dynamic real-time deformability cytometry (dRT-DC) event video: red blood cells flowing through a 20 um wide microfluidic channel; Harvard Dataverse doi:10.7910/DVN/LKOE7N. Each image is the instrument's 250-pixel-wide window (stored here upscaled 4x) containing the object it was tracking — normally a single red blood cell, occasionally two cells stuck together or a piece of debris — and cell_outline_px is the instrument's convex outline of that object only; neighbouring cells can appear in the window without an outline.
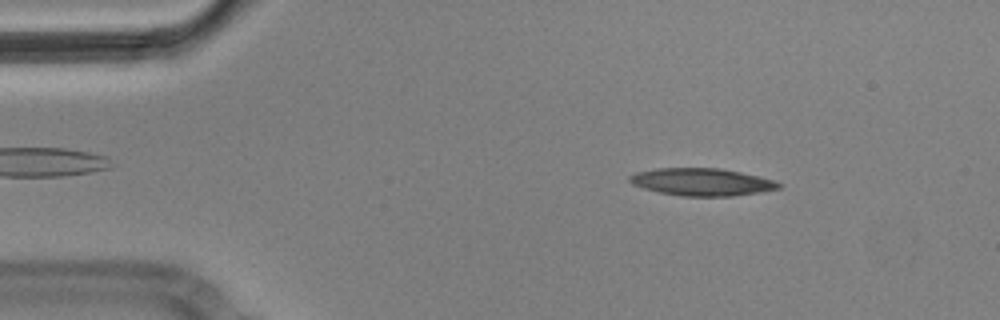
{"species": "Egyptian fruit bat (a non-hibernating species)", "species_latin": "Rousettus aegyptiacus", "temperature_condition": "cold", "stored_images_in_passage": 4, "camera_frame_rate_fps": 3000, "um_per_image_px": 0.085, "animal": {"sex": "male"}, "frame": {"image": 1, "passage_image": 2, "time_ms": 0.333, "image_size_px": [1000, 320], "cell_outline_px": [[780, 188], [760, 192], [732, 196], [680, 196], [660, 192], [644, 188], [632, 184], [628, 180], [628, 176], [636, 172], [656, 168], [720, 168], [740, 172], [776, 180], [780, 184]], "centroid_in_image_um": [59.64, 15.46], "position_along_channel_um": 25.4, "area_um2": 23.81}}